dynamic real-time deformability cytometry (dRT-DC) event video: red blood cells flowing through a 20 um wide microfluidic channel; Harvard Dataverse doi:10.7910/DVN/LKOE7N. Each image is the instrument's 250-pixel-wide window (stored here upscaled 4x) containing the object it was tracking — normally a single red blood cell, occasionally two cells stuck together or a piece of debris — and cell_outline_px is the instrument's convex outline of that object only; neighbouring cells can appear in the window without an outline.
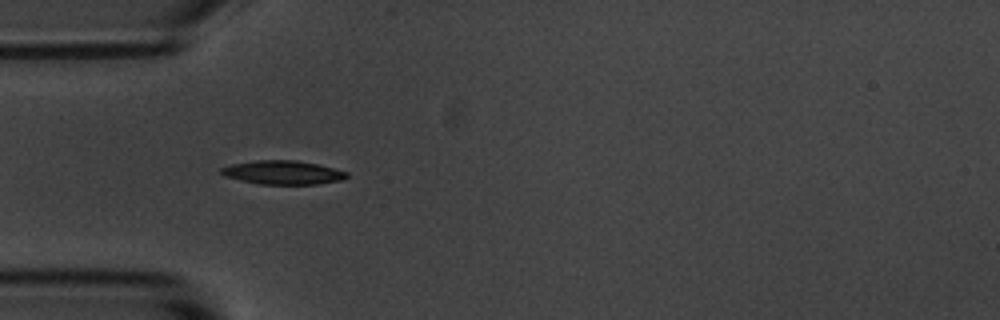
{"species": "common noctule bat (a hibernating species)", "species_latin": "Nyctalus noctula", "temperature_condition": "room temperature", "stored_images_in_passage": 9, "camera_frame_rate_fps": 3000, "um_per_image_px": 0.085, "animal": {"sex": "male", "body_mass_g": 20.1, "forearm_length_mm": 53.5}, "frame": {"image": 1, "passage_image": 3, "time_ms": 2.333, "image_size_px": [1000, 320], "cell_outline_px": [[348, 176], [344, 180], [316, 184], [260, 184], [240, 180], [224, 176], [220, 172], [220, 168], [232, 164], [256, 160], [296, 160], [316, 164], [348, 172]], "centroid_in_image_um": [24.04, 14.66], "position_along_channel_um": 61.0, "area_um2": 17.34}}
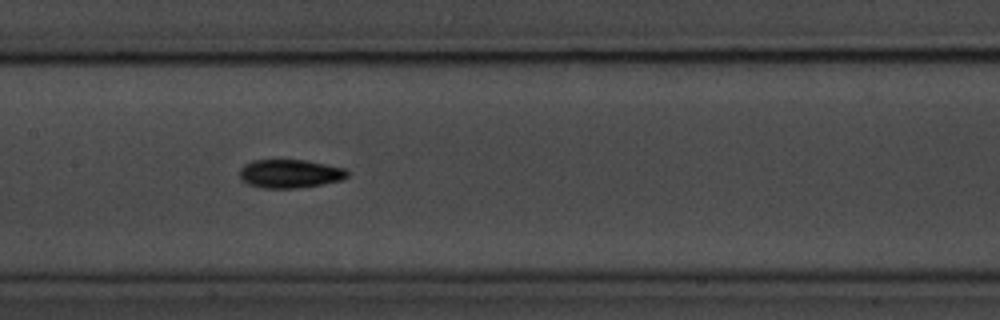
{"frame": {"image": 2, "passage_image": 6, "time_ms": 5.667, "image_size_px": [1000, 320], "cell_outline_px": [[348, 176], [344, 180], [296, 188], [260, 188], [248, 184], [240, 180], [240, 168], [244, 164], [252, 160], [304, 160], [344, 168], [348, 172]], "centroid_in_image_um": [24.61, 14.77], "position_along_channel_um": 182.8, "area_um2": 17.92}}
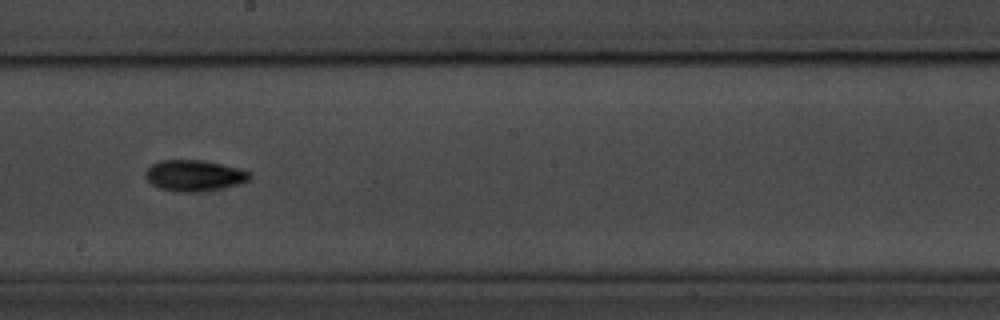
{"frame": {"image": 3, "passage_image": 7, "time_ms": 7.0, "image_size_px": [1000, 320], "cell_outline_px": [[252, 176], [248, 180], [240, 184], [220, 188], [196, 192], [176, 192], [160, 188], [152, 184], [144, 176], [144, 172], [152, 164], [160, 160], [200, 160], [244, 168], [252, 172]], "centroid_in_image_um": [16.54, 14.91], "position_along_channel_um": 231.7, "area_um2": 19.07}}